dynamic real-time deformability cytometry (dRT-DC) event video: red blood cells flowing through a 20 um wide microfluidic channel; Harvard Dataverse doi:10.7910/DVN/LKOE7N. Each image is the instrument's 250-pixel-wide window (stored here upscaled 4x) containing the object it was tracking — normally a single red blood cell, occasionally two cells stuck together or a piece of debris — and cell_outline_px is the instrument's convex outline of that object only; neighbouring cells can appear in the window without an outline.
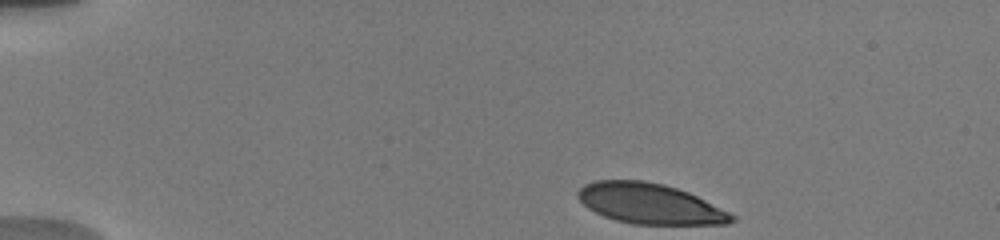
{"species": "human", "species_latin": "Homo sapiens", "temperature_condition": "warm", "stored_images_in_passage": 6, "camera_frame_rate_fps": 3000, "um_per_image_px": 0.085, "donor": {"sex": "male"}, "frame": {"image": 1, "passage_image": 1, "time_ms": 0.0, "image_size_px": [1000, 240], "cell_outline_px": [[736, 220], [728, 224], [632, 224], [616, 220], [604, 216], [588, 208], [576, 196], [576, 192], [584, 184], [596, 180], [644, 180], [664, 184], [688, 192], [736, 216]], "centroid_in_image_um": [55.21, 17.31], "position_along_channel_um": 29.8, "area_um2": 36.07}}
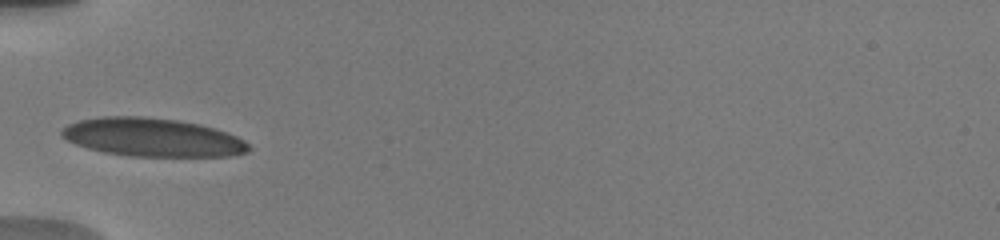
{"frame": {"image": 2, "passage_image": 6, "time_ms": 3.333, "image_size_px": [1000, 240], "cell_outline_px": [[252, 148], [248, 152], [228, 156], [132, 156], [104, 152], [88, 148], [76, 144], [60, 136], [60, 132], [68, 124], [80, 120], [100, 116], [140, 116], [180, 120], [200, 124], [228, 132], [244, 140]], "centroid_in_image_um": [12.97, 11.67], "position_along_channel_um": 72.0, "area_um2": 41.91}}